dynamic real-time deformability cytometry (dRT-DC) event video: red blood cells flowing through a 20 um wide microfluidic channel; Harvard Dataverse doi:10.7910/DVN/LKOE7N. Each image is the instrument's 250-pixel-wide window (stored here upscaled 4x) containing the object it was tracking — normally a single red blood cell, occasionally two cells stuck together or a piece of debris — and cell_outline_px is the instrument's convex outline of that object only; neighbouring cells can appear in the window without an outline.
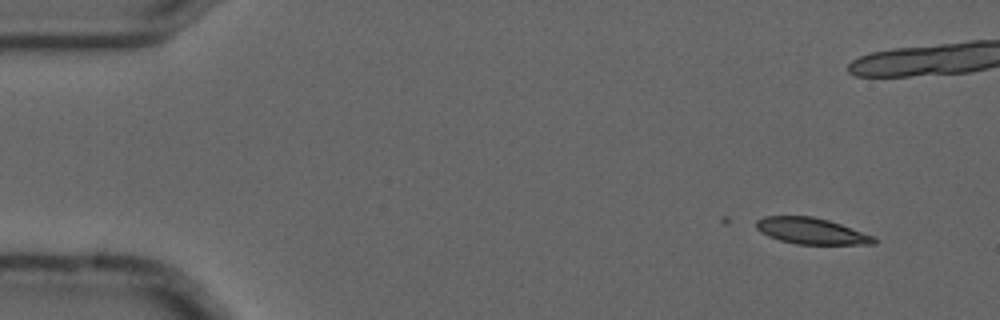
{"species": "common noctule bat (a hibernating species)", "species_latin": "Nyctalus noctula", "temperature_condition": "cold", "stored_images_in_passage": 7, "camera_frame_rate_fps": 3000, "um_per_image_px": 0.085, "animal": {"sex": "male", "forearm_length_mm": 52.5}, "frame": {"image": 1, "passage_image": 1, "time_ms": 0.0, "image_size_px": [1000, 320], "cell_outline_px": [[876, 244], [796, 244], [780, 240], [768, 236], [760, 232], [756, 228], [756, 220], [764, 216], [812, 216], [828, 220], [876, 236]], "centroid_in_image_um": [68.96, 19.63], "position_along_channel_um": 16.0, "area_um2": 18.03}}